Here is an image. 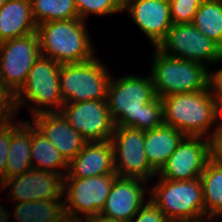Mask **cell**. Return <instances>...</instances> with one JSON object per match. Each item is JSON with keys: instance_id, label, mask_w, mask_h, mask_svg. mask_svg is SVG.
<instances>
[{"instance_id": "6da1fadb", "label": "cell", "mask_w": 222, "mask_h": 222, "mask_svg": "<svg viewBox=\"0 0 222 222\" xmlns=\"http://www.w3.org/2000/svg\"><path fill=\"white\" fill-rule=\"evenodd\" d=\"M107 102L115 126L147 131L163 124L162 100L155 94L151 76L111 77Z\"/></svg>"}, {"instance_id": "7a4b0ae2", "label": "cell", "mask_w": 222, "mask_h": 222, "mask_svg": "<svg viewBox=\"0 0 222 222\" xmlns=\"http://www.w3.org/2000/svg\"><path fill=\"white\" fill-rule=\"evenodd\" d=\"M161 100L163 124L179 130L185 136L213 139L216 132L217 103L210 89L172 94ZM213 126L215 128L211 130Z\"/></svg>"}, {"instance_id": "3957f363", "label": "cell", "mask_w": 222, "mask_h": 222, "mask_svg": "<svg viewBox=\"0 0 222 222\" xmlns=\"http://www.w3.org/2000/svg\"><path fill=\"white\" fill-rule=\"evenodd\" d=\"M81 19L48 21L37 26L41 56L59 64L82 63L95 57L87 25Z\"/></svg>"}, {"instance_id": "277c9868", "label": "cell", "mask_w": 222, "mask_h": 222, "mask_svg": "<svg viewBox=\"0 0 222 222\" xmlns=\"http://www.w3.org/2000/svg\"><path fill=\"white\" fill-rule=\"evenodd\" d=\"M151 73L155 94L164 98L172 94L193 93L209 89V71L206 66L166 55L154 47Z\"/></svg>"}, {"instance_id": "5b68a950", "label": "cell", "mask_w": 222, "mask_h": 222, "mask_svg": "<svg viewBox=\"0 0 222 222\" xmlns=\"http://www.w3.org/2000/svg\"><path fill=\"white\" fill-rule=\"evenodd\" d=\"M149 190V199L171 222L205 218L200 178L179 181L158 178Z\"/></svg>"}, {"instance_id": "8992f818", "label": "cell", "mask_w": 222, "mask_h": 222, "mask_svg": "<svg viewBox=\"0 0 222 222\" xmlns=\"http://www.w3.org/2000/svg\"><path fill=\"white\" fill-rule=\"evenodd\" d=\"M60 64L40 56L29 70L25 84L15 94L17 111L27 105L32 117L46 112H60L64 105L60 91ZM34 104V105H33Z\"/></svg>"}, {"instance_id": "52a82bcc", "label": "cell", "mask_w": 222, "mask_h": 222, "mask_svg": "<svg viewBox=\"0 0 222 222\" xmlns=\"http://www.w3.org/2000/svg\"><path fill=\"white\" fill-rule=\"evenodd\" d=\"M99 58L72 64H60V91L64 104L89 100H107L111 74Z\"/></svg>"}, {"instance_id": "ba28073f", "label": "cell", "mask_w": 222, "mask_h": 222, "mask_svg": "<svg viewBox=\"0 0 222 222\" xmlns=\"http://www.w3.org/2000/svg\"><path fill=\"white\" fill-rule=\"evenodd\" d=\"M117 177L114 172L88 178H64L63 196L67 218L86 221L99 216Z\"/></svg>"}, {"instance_id": "9c48e42d", "label": "cell", "mask_w": 222, "mask_h": 222, "mask_svg": "<svg viewBox=\"0 0 222 222\" xmlns=\"http://www.w3.org/2000/svg\"><path fill=\"white\" fill-rule=\"evenodd\" d=\"M166 55L200 63H222V48L192 23L173 24L157 47Z\"/></svg>"}, {"instance_id": "30bf717a", "label": "cell", "mask_w": 222, "mask_h": 222, "mask_svg": "<svg viewBox=\"0 0 222 222\" xmlns=\"http://www.w3.org/2000/svg\"><path fill=\"white\" fill-rule=\"evenodd\" d=\"M41 56L37 32L0 43V80L16 94Z\"/></svg>"}, {"instance_id": "8fae6325", "label": "cell", "mask_w": 222, "mask_h": 222, "mask_svg": "<svg viewBox=\"0 0 222 222\" xmlns=\"http://www.w3.org/2000/svg\"><path fill=\"white\" fill-rule=\"evenodd\" d=\"M144 130L115 126L110 139L113 145L115 172L119 177L148 181L157 172L149 165L144 151Z\"/></svg>"}, {"instance_id": "7c38bea8", "label": "cell", "mask_w": 222, "mask_h": 222, "mask_svg": "<svg viewBox=\"0 0 222 222\" xmlns=\"http://www.w3.org/2000/svg\"><path fill=\"white\" fill-rule=\"evenodd\" d=\"M212 158V140L199 136H184L166 164L157 173L168 180L200 178Z\"/></svg>"}, {"instance_id": "4fadbf2b", "label": "cell", "mask_w": 222, "mask_h": 222, "mask_svg": "<svg viewBox=\"0 0 222 222\" xmlns=\"http://www.w3.org/2000/svg\"><path fill=\"white\" fill-rule=\"evenodd\" d=\"M60 112L87 142L110 140L113 135L115 124L107 100L64 104Z\"/></svg>"}, {"instance_id": "5bb4252c", "label": "cell", "mask_w": 222, "mask_h": 222, "mask_svg": "<svg viewBox=\"0 0 222 222\" xmlns=\"http://www.w3.org/2000/svg\"><path fill=\"white\" fill-rule=\"evenodd\" d=\"M63 180L61 174L31 169L4 180L2 189L8 187V198L17 202L57 199L63 195Z\"/></svg>"}, {"instance_id": "9a60e30c", "label": "cell", "mask_w": 222, "mask_h": 222, "mask_svg": "<svg viewBox=\"0 0 222 222\" xmlns=\"http://www.w3.org/2000/svg\"><path fill=\"white\" fill-rule=\"evenodd\" d=\"M148 185V181L140 178L118 176L111 187L99 216L130 221L148 201L145 199V193L149 196L150 192V186Z\"/></svg>"}, {"instance_id": "2e32d148", "label": "cell", "mask_w": 222, "mask_h": 222, "mask_svg": "<svg viewBox=\"0 0 222 222\" xmlns=\"http://www.w3.org/2000/svg\"><path fill=\"white\" fill-rule=\"evenodd\" d=\"M123 11L131 15L153 47L159 46L173 25L169 0H124Z\"/></svg>"}, {"instance_id": "e0dca14e", "label": "cell", "mask_w": 222, "mask_h": 222, "mask_svg": "<svg viewBox=\"0 0 222 222\" xmlns=\"http://www.w3.org/2000/svg\"><path fill=\"white\" fill-rule=\"evenodd\" d=\"M31 123L42 132L69 163L87 142L68 123L61 112H46L34 115Z\"/></svg>"}, {"instance_id": "ac0fdd59", "label": "cell", "mask_w": 222, "mask_h": 222, "mask_svg": "<svg viewBox=\"0 0 222 222\" xmlns=\"http://www.w3.org/2000/svg\"><path fill=\"white\" fill-rule=\"evenodd\" d=\"M115 172L113 145L110 140L86 142L68 163L64 178H88Z\"/></svg>"}, {"instance_id": "d6986e66", "label": "cell", "mask_w": 222, "mask_h": 222, "mask_svg": "<svg viewBox=\"0 0 222 222\" xmlns=\"http://www.w3.org/2000/svg\"><path fill=\"white\" fill-rule=\"evenodd\" d=\"M62 195L57 199L17 202L13 213L0 204V222H9L10 214L15 222H66L68 220Z\"/></svg>"}, {"instance_id": "ffe728a7", "label": "cell", "mask_w": 222, "mask_h": 222, "mask_svg": "<svg viewBox=\"0 0 222 222\" xmlns=\"http://www.w3.org/2000/svg\"><path fill=\"white\" fill-rule=\"evenodd\" d=\"M30 0H8L0 8V43L36 32Z\"/></svg>"}, {"instance_id": "44dd1931", "label": "cell", "mask_w": 222, "mask_h": 222, "mask_svg": "<svg viewBox=\"0 0 222 222\" xmlns=\"http://www.w3.org/2000/svg\"><path fill=\"white\" fill-rule=\"evenodd\" d=\"M185 135L166 124L145 131L144 151L149 165L158 173Z\"/></svg>"}, {"instance_id": "7402d4cb", "label": "cell", "mask_w": 222, "mask_h": 222, "mask_svg": "<svg viewBox=\"0 0 222 222\" xmlns=\"http://www.w3.org/2000/svg\"><path fill=\"white\" fill-rule=\"evenodd\" d=\"M33 169L31 159V121L12 122L5 180Z\"/></svg>"}, {"instance_id": "603a6c76", "label": "cell", "mask_w": 222, "mask_h": 222, "mask_svg": "<svg viewBox=\"0 0 222 222\" xmlns=\"http://www.w3.org/2000/svg\"><path fill=\"white\" fill-rule=\"evenodd\" d=\"M31 159L33 169L55 172L63 177L67 173L68 163L56 147L32 123Z\"/></svg>"}, {"instance_id": "cb8c5ba5", "label": "cell", "mask_w": 222, "mask_h": 222, "mask_svg": "<svg viewBox=\"0 0 222 222\" xmlns=\"http://www.w3.org/2000/svg\"><path fill=\"white\" fill-rule=\"evenodd\" d=\"M205 217L222 212V165L211 158L200 176Z\"/></svg>"}, {"instance_id": "d4e9b609", "label": "cell", "mask_w": 222, "mask_h": 222, "mask_svg": "<svg viewBox=\"0 0 222 222\" xmlns=\"http://www.w3.org/2000/svg\"><path fill=\"white\" fill-rule=\"evenodd\" d=\"M192 24L222 48V0H203Z\"/></svg>"}, {"instance_id": "484cf974", "label": "cell", "mask_w": 222, "mask_h": 222, "mask_svg": "<svg viewBox=\"0 0 222 222\" xmlns=\"http://www.w3.org/2000/svg\"><path fill=\"white\" fill-rule=\"evenodd\" d=\"M37 26L48 21L78 19L74 0H30Z\"/></svg>"}, {"instance_id": "4316f807", "label": "cell", "mask_w": 222, "mask_h": 222, "mask_svg": "<svg viewBox=\"0 0 222 222\" xmlns=\"http://www.w3.org/2000/svg\"><path fill=\"white\" fill-rule=\"evenodd\" d=\"M79 19L86 21L91 14L114 15L123 11L124 0H74Z\"/></svg>"}, {"instance_id": "83f0119b", "label": "cell", "mask_w": 222, "mask_h": 222, "mask_svg": "<svg viewBox=\"0 0 222 222\" xmlns=\"http://www.w3.org/2000/svg\"><path fill=\"white\" fill-rule=\"evenodd\" d=\"M203 0H170V14L173 24L192 23Z\"/></svg>"}, {"instance_id": "f1b7e54d", "label": "cell", "mask_w": 222, "mask_h": 222, "mask_svg": "<svg viewBox=\"0 0 222 222\" xmlns=\"http://www.w3.org/2000/svg\"><path fill=\"white\" fill-rule=\"evenodd\" d=\"M16 114L15 94L0 80V125L12 122Z\"/></svg>"}, {"instance_id": "f546056e", "label": "cell", "mask_w": 222, "mask_h": 222, "mask_svg": "<svg viewBox=\"0 0 222 222\" xmlns=\"http://www.w3.org/2000/svg\"><path fill=\"white\" fill-rule=\"evenodd\" d=\"M129 222H171L148 198L138 213Z\"/></svg>"}, {"instance_id": "4dcf8cb0", "label": "cell", "mask_w": 222, "mask_h": 222, "mask_svg": "<svg viewBox=\"0 0 222 222\" xmlns=\"http://www.w3.org/2000/svg\"><path fill=\"white\" fill-rule=\"evenodd\" d=\"M12 136V122L0 125V179L5 180L8 147Z\"/></svg>"}, {"instance_id": "1f68e13d", "label": "cell", "mask_w": 222, "mask_h": 222, "mask_svg": "<svg viewBox=\"0 0 222 222\" xmlns=\"http://www.w3.org/2000/svg\"><path fill=\"white\" fill-rule=\"evenodd\" d=\"M209 89L216 102L222 101V67L209 71Z\"/></svg>"}, {"instance_id": "d6a6232c", "label": "cell", "mask_w": 222, "mask_h": 222, "mask_svg": "<svg viewBox=\"0 0 222 222\" xmlns=\"http://www.w3.org/2000/svg\"><path fill=\"white\" fill-rule=\"evenodd\" d=\"M212 158L222 165V131H216L212 139Z\"/></svg>"}, {"instance_id": "836d02e7", "label": "cell", "mask_w": 222, "mask_h": 222, "mask_svg": "<svg viewBox=\"0 0 222 222\" xmlns=\"http://www.w3.org/2000/svg\"><path fill=\"white\" fill-rule=\"evenodd\" d=\"M217 103L216 111V131H222V101ZM220 121V122H219Z\"/></svg>"}, {"instance_id": "e575fe53", "label": "cell", "mask_w": 222, "mask_h": 222, "mask_svg": "<svg viewBox=\"0 0 222 222\" xmlns=\"http://www.w3.org/2000/svg\"><path fill=\"white\" fill-rule=\"evenodd\" d=\"M86 221L87 222H129V221H123V220L104 218V217H101V216H97V217L91 218V219L86 220Z\"/></svg>"}, {"instance_id": "d590c367", "label": "cell", "mask_w": 222, "mask_h": 222, "mask_svg": "<svg viewBox=\"0 0 222 222\" xmlns=\"http://www.w3.org/2000/svg\"><path fill=\"white\" fill-rule=\"evenodd\" d=\"M207 218V221L208 222H211V220L213 219H217L218 218V220H220V221H218V222H222V212L221 213H216V214H213V215H210V216H208V217H206Z\"/></svg>"}, {"instance_id": "8d00e7d4", "label": "cell", "mask_w": 222, "mask_h": 222, "mask_svg": "<svg viewBox=\"0 0 222 222\" xmlns=\"http://www.w3.org/2000/svg\"><path fill=\"white\" fill-rule=\"evenodd\" d=\"M183 222H207V218L205 217V218L195 220V221H183Z\"/></svg>"}, {"instance_id": "74e56055", "label": "cell", "mask_w": 222, "mask_h": 222, "mask_svg": "<svg viewBox=\"0 0 222 222\" xmlns=\"http://www.w3.org/2000/svg\"><path fill=\"white\" fill-rule=\"evenodd\" d=\"M66 222H87V221H85V220H67Z\"/></svg>"}, {"instance_id": "f35d334b", "label": "cell", "mask_w": 222, "mask_h": 222, "mask_svg": "<svg viewBox=\"0 0 222 222\" xmlns=\"http://www.w3.org/2000/svg\"><path fill=\"white\" fill-rule=\"evenodd\" d=\"M8 0H0V8L7 2Z\"/></svg>"}, {"instance_id": "ab89813d", "label": "cell", "mask_w": 222, "mask_h": 222, "mask_svg": "<svg viewBox=\"0 0 222 222\" xmlns=\"http://www.w3.org/2000/svg\"><path fill=\"white\" fill-rule=\"evenodd\" d=\"M2 184H3V181L0 179V190H1V191H3V190H2Z\"/></svg>"}]
</instances>
